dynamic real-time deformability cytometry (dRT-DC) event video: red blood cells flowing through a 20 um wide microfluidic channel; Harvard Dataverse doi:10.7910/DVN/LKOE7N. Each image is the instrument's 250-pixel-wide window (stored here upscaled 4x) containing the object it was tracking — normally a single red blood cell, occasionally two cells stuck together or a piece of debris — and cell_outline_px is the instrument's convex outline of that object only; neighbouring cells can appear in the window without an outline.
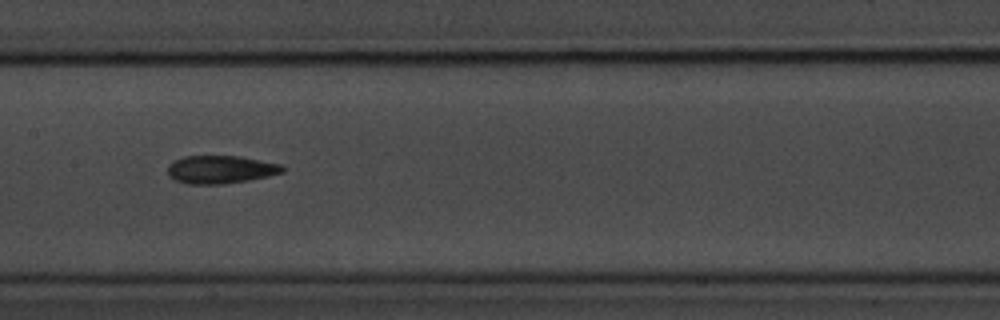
{"species": "common noctule bat (a hibernating species)", "species_latin": "Nyctalus noctula", "temperature_condition": "room temperature", "stored_images_in_passage": 11, "camera_frame_rate_fps": 3000, "um_per_image_px": 0.085, "animal": {"sex": "male", "body_mass_g": 20.1, "forearm_length_mm": 53.5}, "frame": {"image": 1, "passage_image": 4, "time_ms": 3.333, "image_size_px": [1000, 320], "cell_outline_px": [[284, 172], [268, 176], [248, 180], [224, 184], [188, 184], [176, 180], [168, 176], [168, 164], [172, 160], [184, 156], [240, 156], [284, 164]], "centroid_in_image_um": [18.75, 14.4], "position_along_channel_um": 188.6, "area_um2": 18.96}}
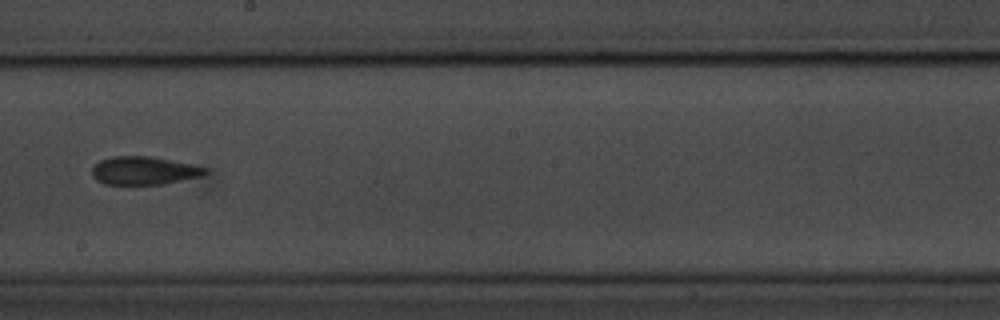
{"frame": {"image": 2, "passage_image": 5, "time_ms": 4.667, "image_size_px": [1000, 320], "cell_outline_px": [[208, 172], [200, 176], [160, 184], [104, 184], [96, 180], [92, 176], [92, 168], [100, 160], [112, 156], [148, 156], [192, 164], [208, 168]], "centroid_in_image_um": [12.2, 14.5], "position_along_channel_um": 236.0, "area_um2": 18.38}, "authors_computed_cell_mechanics": {"area_um2": 18.3804, "velocity_mm_per_s": 3.5713, "shape_relaxation_time_tau1_ms": null, "shape_relaxation_time_tau2_ms": 2.9298, "deformation_change_tau1": null, "deformation_change_tau2": 0.1062}}